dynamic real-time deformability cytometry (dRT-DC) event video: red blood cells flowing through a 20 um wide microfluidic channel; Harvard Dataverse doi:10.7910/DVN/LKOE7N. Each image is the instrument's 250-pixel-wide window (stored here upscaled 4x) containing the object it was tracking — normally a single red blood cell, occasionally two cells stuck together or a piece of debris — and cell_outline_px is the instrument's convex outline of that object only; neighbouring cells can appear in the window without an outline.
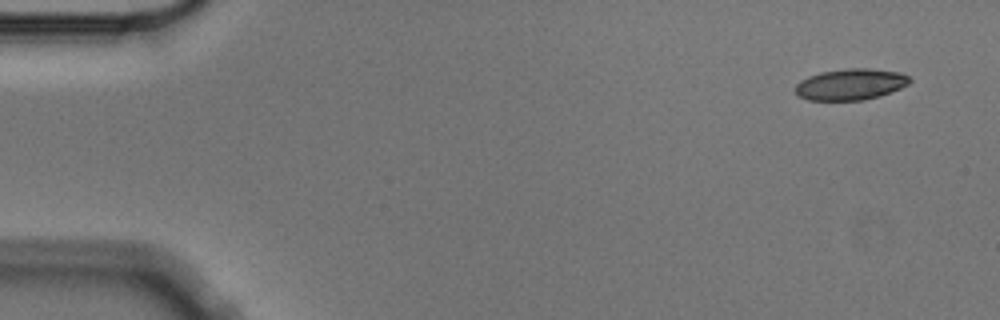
{"species": "Egyptian fruit bat (a non-hibernating species)", "species_latin": "Rousettus aegyptiacus", "temperature_condition": "cold", "stored_images_in_passage": 4, "camera_frame_rate_fps": 3000, "um_per_image_px": 0.085, "animal": {"sex": "male"}, "frame": {"image": 1, "passage_image": 1, "time_ms": 0.0, "image_size_px": [1000, 320], "cell_outline_px": [[912, 80], [908, 84], [900, 88], [880, 96], [864, 100], [808, 100], [796, 96], [796, 84], [800, 80], [808, 76], [820, 72], [848, 68], [868, 68], [900, 72], [908, 76]], "centroid_in_image_um": [72.28, 7.17], "position_along_channel_um": 12.7, "area_um2": 20.92}}